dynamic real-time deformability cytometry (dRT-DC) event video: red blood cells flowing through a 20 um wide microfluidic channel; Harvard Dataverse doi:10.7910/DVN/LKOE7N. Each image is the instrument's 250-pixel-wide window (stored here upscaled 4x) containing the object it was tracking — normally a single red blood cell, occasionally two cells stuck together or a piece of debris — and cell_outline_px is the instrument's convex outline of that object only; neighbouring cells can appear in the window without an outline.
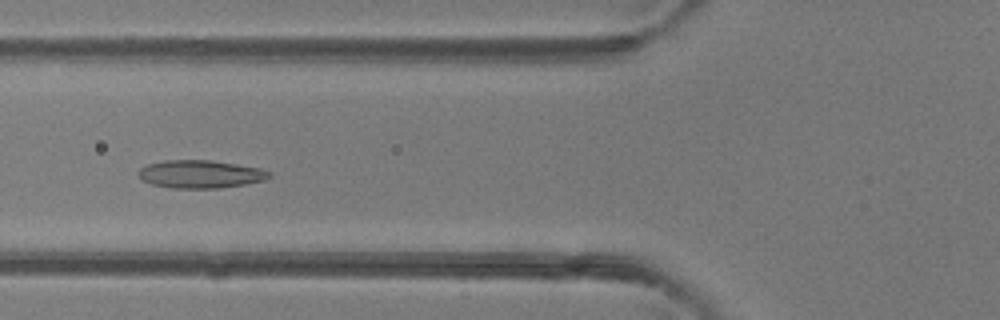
{"species": "common noctule bat (a hibernating species)", "species_latin": "Nyctalus noctula", "temperature_condition": "room temperature", "stored_images_in_passage": 35, "camera_frame_rate_fps": 3000, "um_per_image_px": 0.085, "animal": {"sex": "female"}, "frame": {"image": 1, "passage_image": 7, "time_ms": 2.0, "image_size_px": [1000, 320], "cell_outline_px": [[272, 176], [264, 180], [244, 184], [220, 188], [172, 188], [152, 184], [140, 180], [136, 172], [140, 168], [148, 164], [164, 160], [212, 160], [260, 168], [272, 172]], "centroid_in_image_um": [17.01, 14.8], "position_along_channel_um": 108.8, "area_um2": 21.44}}
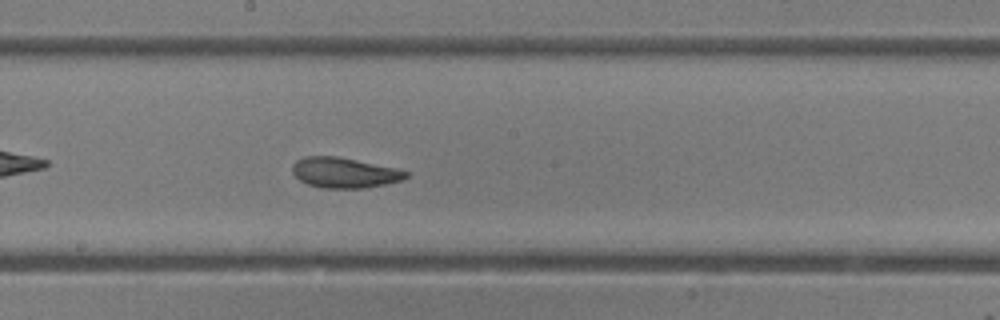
{"frame": {"image": 2, "passage_image": 15, "time_ms": 4.667, "image_size_px": [1000, 320], "cell_outline_px": [[408, 176], [404, 180], [364, 188], [320, 188], [308, 184], [300, 180], [292, 172], [292, 164], [296, 160], [304, 156], [340, 156], [400, 168], [408, 172]], "centroid_in_image_um": [29.3, 14.66], "position_along_channel_um": 218.9, "area_um2": 20.46}}
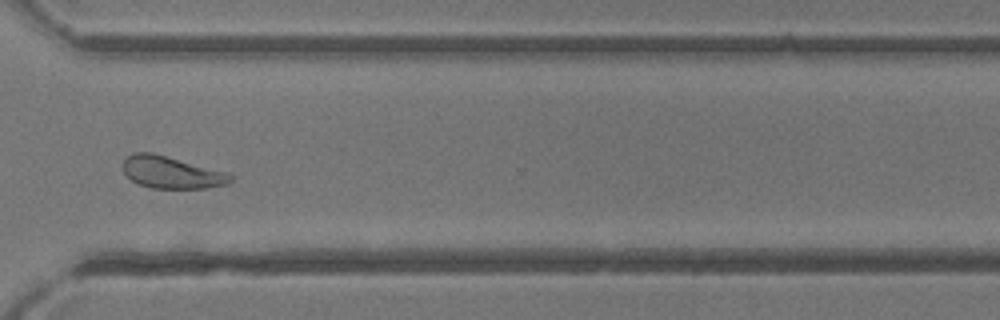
{"frame": {"image": 3, "passage_image": 25, "time_ms": 8.0, "image_size_px": [1000, 320], "cell_outline_px": [[236, 176], [228, 184], [208, 188], [152, 188], [140, 184], [132, 180], [124, 172], [120, 164], [128, 156], [136, 152], [152, 152], [228, 172]], "centroid_in_image_um": [14.61, 14.65], "position_along_channel_um": 356.0, "area_um2": 20.29}}